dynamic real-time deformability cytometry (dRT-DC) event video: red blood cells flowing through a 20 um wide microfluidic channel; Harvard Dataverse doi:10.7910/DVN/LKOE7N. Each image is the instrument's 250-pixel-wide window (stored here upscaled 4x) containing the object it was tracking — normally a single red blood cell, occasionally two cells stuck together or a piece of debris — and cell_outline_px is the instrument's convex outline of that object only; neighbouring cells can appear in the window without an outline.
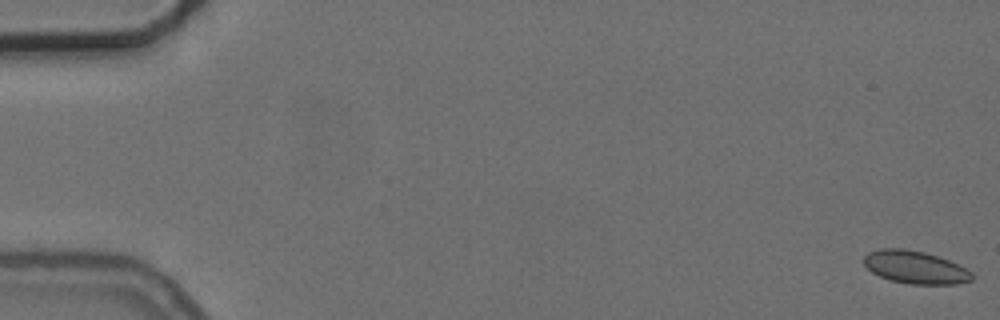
{"species": "common noctule bat (a hibernating species)", "species_latin": "Nyctalus noctula", "temperature_condition": "cold", "stored_images_in_passage": 12, "camera_frame_rate_fps": 3000, "um_per_image_px": 0.085, "animal": {"sex": "female", "body_mass_g": 24.6, "forearm_length_mm": 56.2}, "frame": {"image": 1, "passage_image": 1, "time_ms": 0.0, "image_size_px": [1000, 320], "cell_outline_px": [[972, 280], [956, 284], [912, 284], [892, 280], [880, 276], [872, 272], [864, 264], [864, 256], [868, 252], [880, 248], [904, 248], [924, 252], [948, 260], [972, 272]], "centroid_in_image_um": [77.77, 22.71], "position_along_channel_um": 7.2, "area_um2": 20.4}}